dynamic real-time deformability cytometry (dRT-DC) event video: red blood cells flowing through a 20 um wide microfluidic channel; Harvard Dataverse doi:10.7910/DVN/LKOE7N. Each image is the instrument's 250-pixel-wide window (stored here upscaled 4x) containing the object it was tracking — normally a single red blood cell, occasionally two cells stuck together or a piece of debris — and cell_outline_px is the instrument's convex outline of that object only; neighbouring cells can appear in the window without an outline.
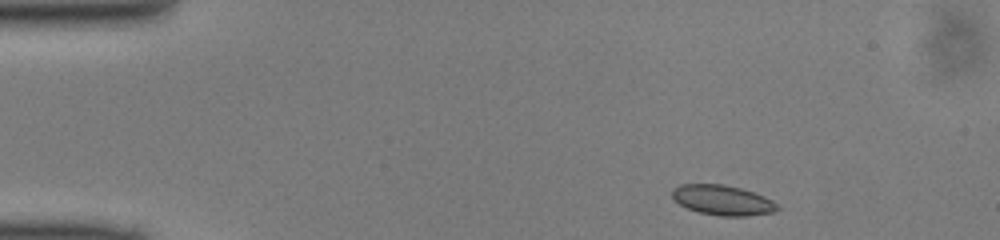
{"species": "common noctule bat (a hibernating species)", "species_latin": "Nyctalus noctula", "temperature_condition": "cold", "stored_images_in_passage": 43, "camera_frame_rate_fps": 3000, "um_per_image_px": 0.085, "animal": {"sex": "male", "body_mass_g": 13.0, "forearm_length_mm": 53.1}, "frame": {"image": 1, "passage_image": 1, "time_ms": 0.0, "image_size_px": [1000, 240], "cell_outline_px": [[780, 208], [772, 212], [744, 216], [720, 216], [700, 212], [688, 208], [680, 204], [672, 196], [672, 188], [680, 184], [724, 184], [740, 188], [764, 196], [772, 200]], "centroid_in_image_um": [61.4, 17.0], "position_along_channel_um": 23.6, "area_um2": 18.21}}
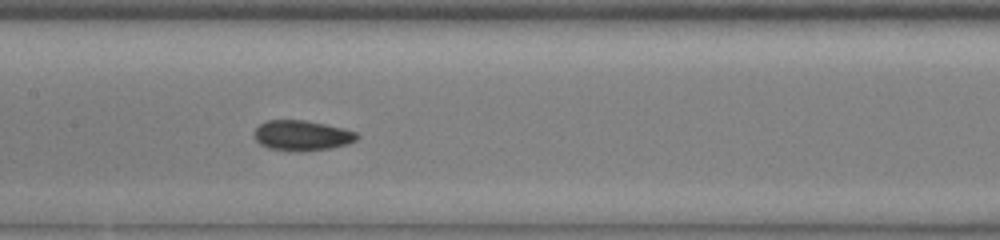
{"frame": {"image": 2, "passage_image": 18, "time_ms": 5.667, "image_size_px": [1000, 240], "cell_outline_px": [[360, 136], [356, 140], [344, 144], [328, 148], [288, 152], [268, 148], [260, 144], [256, 140], [256, 128], [260, 124], [268, 120], [304, 120], [344, 128], [356, 132]], "centroid_in_image_um": [25.65, 11.51], "position_along_channel_um": 181.7, "area_um2": 17.86}}
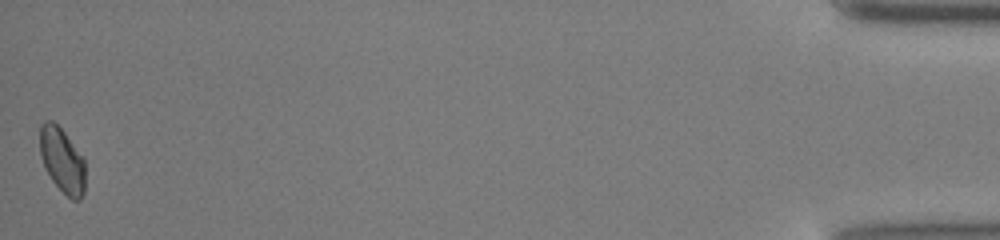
{"frame": {"image": 3, "passage_image": 43, "time_ms": 14.0, "image_size_px": [1000, 240], "cell_outline_px": [[84, 192], [80, 200], [72, 200], [52, 180], [44, 168], [40, 156], [40, 124], [44, 120], [52, 120], [64, 132], [84, 160]], "centroid_in_image_um": [5.25, 13.61], "position_along_channel_um": 429.9, "area_um2": 16.94}}